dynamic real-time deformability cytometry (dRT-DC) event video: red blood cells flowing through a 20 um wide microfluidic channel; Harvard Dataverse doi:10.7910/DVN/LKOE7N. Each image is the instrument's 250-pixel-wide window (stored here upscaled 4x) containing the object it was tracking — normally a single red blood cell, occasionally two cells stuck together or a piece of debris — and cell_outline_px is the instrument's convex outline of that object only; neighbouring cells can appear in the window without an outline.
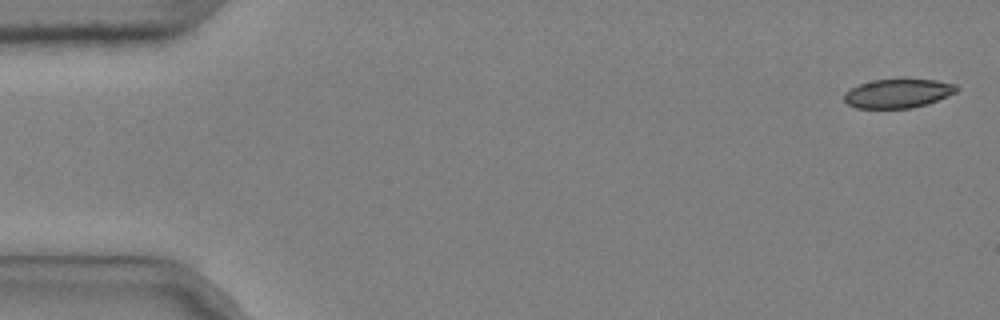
{"species": "common noctule bat (a hibernating species)", "species_latin": "Nyctalus noctula", "temperature_condition": "cold", "stored_images_in_passage": 4, "camera_frame_rate_fps": 3000, "um_per_image_px": 0.085, "animal": {"sex": "male", "body_mass_g": 20.4}, "frame": {"image": 1, "passage_image": 1, "time_ms": 0.0, "image_size_px": [1000, 320], "cell_outline_px": [[960, 88], [956, 92], [936, 100], [912, 108], [856, 108], [848, 104], [844, 100], [844, 92], [860, 84], [872, 80], [936, 80], [956, 84]], "centroid_in_image_um": [76.31, 7.94], "position_along_channel_um": 8.7, "area_um2": 18.67}}